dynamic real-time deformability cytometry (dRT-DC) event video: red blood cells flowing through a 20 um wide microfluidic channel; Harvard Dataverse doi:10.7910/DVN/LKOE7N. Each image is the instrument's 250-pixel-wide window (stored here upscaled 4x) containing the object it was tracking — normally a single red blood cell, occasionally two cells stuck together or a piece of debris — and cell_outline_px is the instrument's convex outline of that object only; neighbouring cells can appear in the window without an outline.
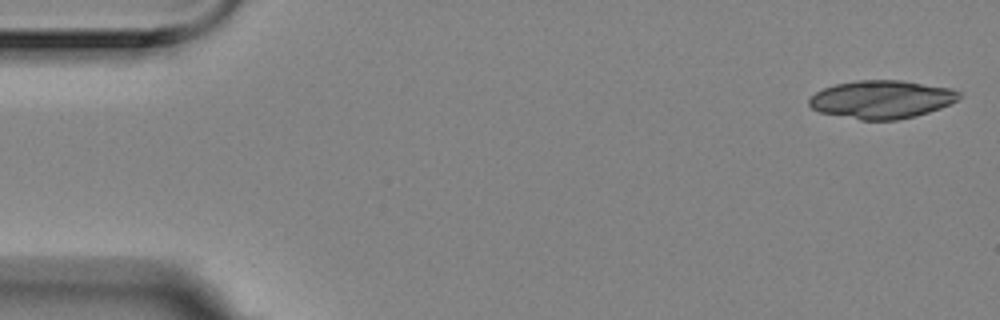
{"species": "Egyptian fruit bat (a non-hibernating species)", "species_latin": "Rousettus aegyptiacus", "temperature_condition": "room temperature", "stored_images_in_passage": 6, "camera_frame_rate_fps": 3000, "um_per_image_px": 0.085, "animal": {"sex": "female"}, "frame": {"image": 1, "passage_image": 1, "time_ms": 0.0, "image_size_px": [1000, 320], "cell_outline_px": [[960, 96], [956, 100], [940, 108], [916, 116], [896, 120], [860, 120], [820, 112], [812, 108], [808, 104], [808, 100], [816, 92], [824, 88], [836, 84], [856, 80], [900, 80], [952, 88], [960, 92]], "centroid_in_image_um": [74.93, 8.45], "position_along_channel_um": 10.1, "area_um2": 33.23}}